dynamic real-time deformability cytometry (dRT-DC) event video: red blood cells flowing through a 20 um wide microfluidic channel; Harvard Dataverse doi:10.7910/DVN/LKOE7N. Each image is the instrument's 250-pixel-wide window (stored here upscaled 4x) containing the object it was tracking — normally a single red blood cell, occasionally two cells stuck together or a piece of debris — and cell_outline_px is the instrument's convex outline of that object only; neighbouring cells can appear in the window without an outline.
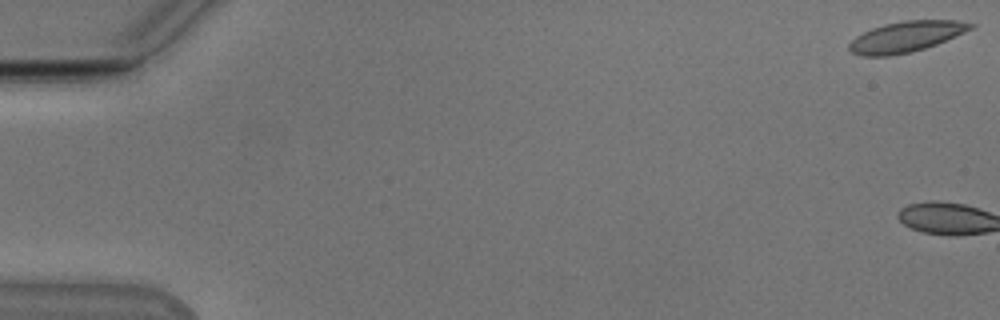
{"species": "Egyptian fruit bat (a non-hibernating species)", "species_latin": "Rousettus aegyptiacus", "temperature_condition": "cold", "stored_images_in_passage": 3, "camera_frame_rate_fps": 3000, "um_per_image_px": 0.085, "animal": {"sex": "male"}, "frame": {"image": 1, "passage_image": 1, "time_ms": 0.0, "image_size_px": [1000, 320], "cell_outline_px": [[976, 24], [972, 28], [964, 32], [936, 44], [912, 52], [888, 56], [864, 56], [852, 52], [848, 48], [848, 44], [856, 36], [872, 28], [884, 24], [904, 20], [956, 20]], "centroid_in_image_um": [76.99, 3.12], "position_along_channel_um": 8.0, "area_um2": 21.56}}